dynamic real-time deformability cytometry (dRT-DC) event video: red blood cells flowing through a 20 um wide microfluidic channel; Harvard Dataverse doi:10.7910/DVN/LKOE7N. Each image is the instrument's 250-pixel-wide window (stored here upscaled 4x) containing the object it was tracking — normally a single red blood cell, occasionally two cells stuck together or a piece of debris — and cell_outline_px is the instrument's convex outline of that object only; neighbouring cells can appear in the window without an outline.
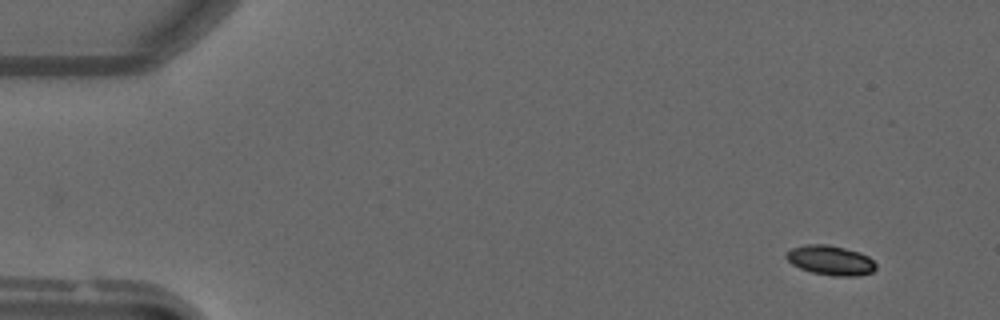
{"species": "common noctule bat (a hibernating species)", "species_latin": "Nyctalus noctula", "temperature_condition": "warm", "stored_images_in_passage": 49, "camera_frame_rate_fps": 3000, "um_per_image_px": 0.085, "animal": {"sex": "male", "forearm_length_mm": 52.5}, "frame": {"image": 1, "passage_image": 3, "time_ms": 0.667, "image_size_px": [1000, 320], "cell_outline_px": [[876, 268], [872, 272], [856, 276], [832, 276], [812, 272], [800, 268], [792, 264], [784, 256], [792, 248], [804, 244], [828, 244], [860, 252], [868, 256], [876, 264]], "centroid_in_image_um": [70.59, 22.12], "position_along_channel_um": 14.4, "area_um2": 15.49}}
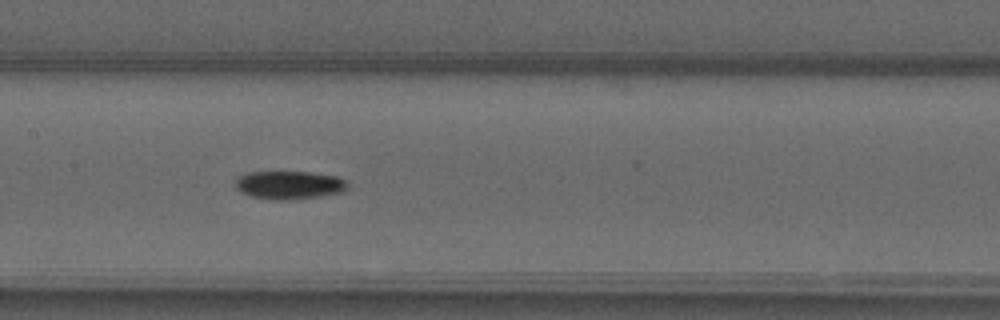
{"frame": {"image": 2, "passage_image": 24, "time_ms": 7.667, "image_size_px": [1000, 320], "cell_outline_px": [[348, 188], [344, 192], [320, 196], [292, 200], [272, 200], [248, 196], [240, 192], [236, 188], [236, 180], [240, 176], [248, 172], [308, 172], [336, 176], [344, 180], [348, 184]], "centroid_in_image_um": [24.58, 15.74], "position_along_channel_um": 182.8, "area_um2": 18.61}}
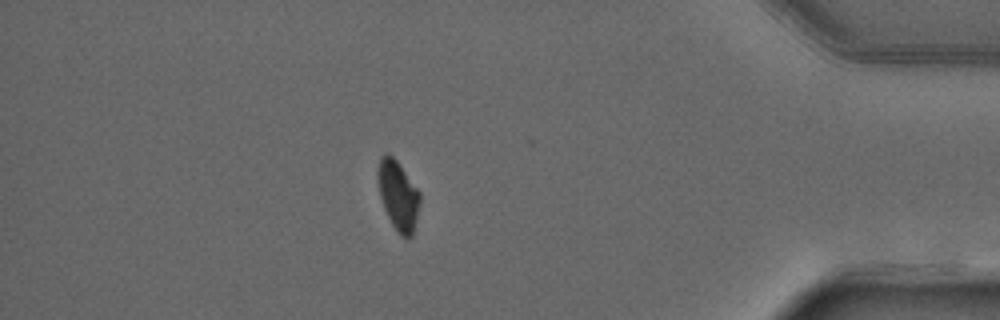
{"frame": {"image": 3, "passage_image": 43, "time_ms": 14.0, "image_size_px": [1000, 320], "cell_outline_px": [[420, 200], [412, 236], [400, 236], [396, 232], [384, 208], [380, 196], [376, 180], [376, 168], [380, 156], [384, 152], [388, 152], [396, 160], [420, 192]], "centroid_in_image_um": [33.79, 16.55], "position_along_channel_um": 401.4, "area_um2": 17.11}}